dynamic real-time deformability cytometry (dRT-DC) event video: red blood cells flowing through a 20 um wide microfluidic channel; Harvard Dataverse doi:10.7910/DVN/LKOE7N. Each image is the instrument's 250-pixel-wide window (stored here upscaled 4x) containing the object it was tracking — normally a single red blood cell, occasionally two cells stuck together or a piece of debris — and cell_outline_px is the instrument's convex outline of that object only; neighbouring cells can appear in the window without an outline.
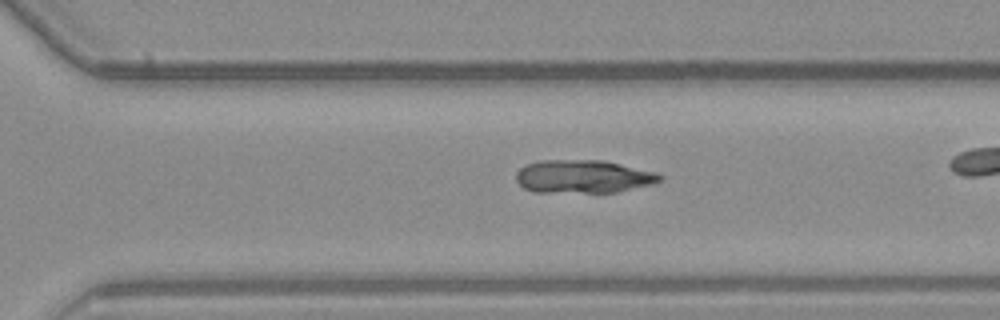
{"species": "common noctule bat (a hibernating species)", "species_latin": "Nyctalus noctula", "temperature_condition": "warm", "stored_images_in_passage": 35, "camera_frame_rate_fps": 3000, "um_per_image_px": 0.085, "animal": {"sex": "male", "body_mass_g": 23.1, "forearm_length_mm": 52.7}, "frame": {"image": 1, "passage_image": 30, "time_ms": 9.667, "image_size_px": [1000, 320], "cell_outline_px": [[664, 176], [660, 180], [652, 184], [616, 192], [536, 192], [524, 188], [516, 180], [516, 172], [524, 164], [540, 160], [604, 160], [656, 172]], "centroid_in_image_um": [49.55, 14.99], "position_along_channel_um": 321.0, "area_um2": 27.8}}